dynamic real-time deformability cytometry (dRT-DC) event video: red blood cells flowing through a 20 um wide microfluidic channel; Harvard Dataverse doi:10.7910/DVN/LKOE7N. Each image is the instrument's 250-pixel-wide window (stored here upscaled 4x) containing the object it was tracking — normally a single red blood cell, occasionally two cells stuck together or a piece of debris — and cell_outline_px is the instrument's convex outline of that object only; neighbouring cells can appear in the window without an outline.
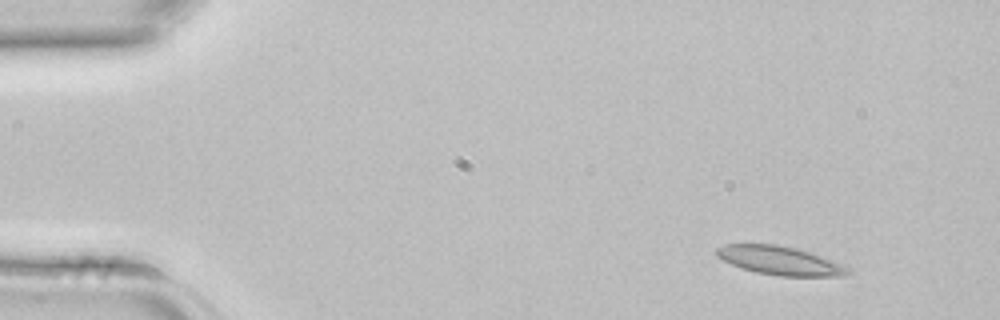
{"species": "common noctule bat (a hibernating species)", "species_latin": "Nyctalus noctula", "temperature_condition": "room temperature", "stored_images_in_passage": 4, "segment_of_instrument_passage": [1, 2], "camera_frame_rate_fps": 3000, "um_per_image_px": 0.085, "animal": {"sex": "female", "body_mass_g": 22.7, "forearm_length_mm": 54.2}, "frame": {"image": 1, "passage_image": 1, "time_ms": 0.0, "image_size_px": [1000, 320], "cell_outline_px": [[852, 272], [844, 276], [780, 276], [756, 272], [740, 268], [716, 256], [716, 248], [724, 244], [776, 244], [796, 248], [820, 256], [852, 268]], "centroid_in_image_um": [66.3, 22.15], "position_along_channel_um": 18.7, "area_um2": 21.91}}